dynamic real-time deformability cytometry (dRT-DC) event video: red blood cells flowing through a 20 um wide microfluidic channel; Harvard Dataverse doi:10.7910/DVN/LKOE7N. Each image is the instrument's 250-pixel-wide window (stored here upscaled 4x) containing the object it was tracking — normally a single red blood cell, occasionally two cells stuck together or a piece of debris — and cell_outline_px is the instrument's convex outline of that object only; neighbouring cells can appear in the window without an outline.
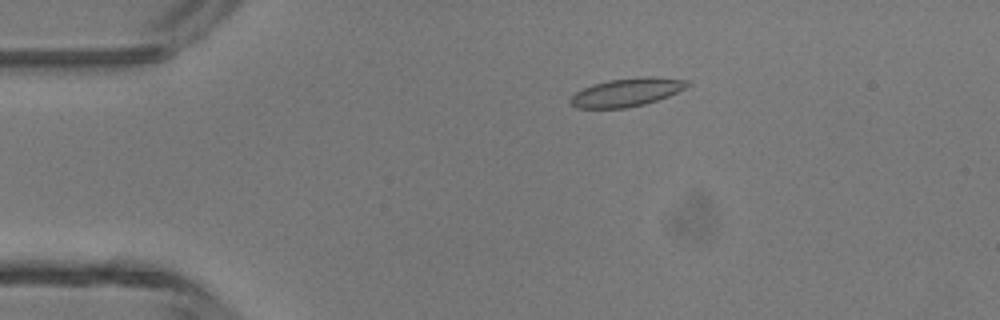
{"species": "common noctule bat (a hibernating species)", "species_latin": "Nyctalus noctula", "temperature_condition": "room temperature", "stored_images_in_passage": 40, "camera_frame_rate_fps": 3000, "um_per_image_px": 0.085, "animal": {"sex": "male", "body_mass_g": 13.3}, "frame": {"image": 1, "passage_image": 2, "time_ms": 0.333, "image_size_px": [1000, 320], "cell_outline_px": [[692, 84], [668, 96], [644, 104], [628, 108], [576, 108], [568, 100], [576, 92], [592, 84], [608, 80], [644, 76], [648, 76], [688, 80]], "centroid_in_image_um": [53.26, 7.84], "position_along_channel_um": 31.7, "area_um2": 19.19}}
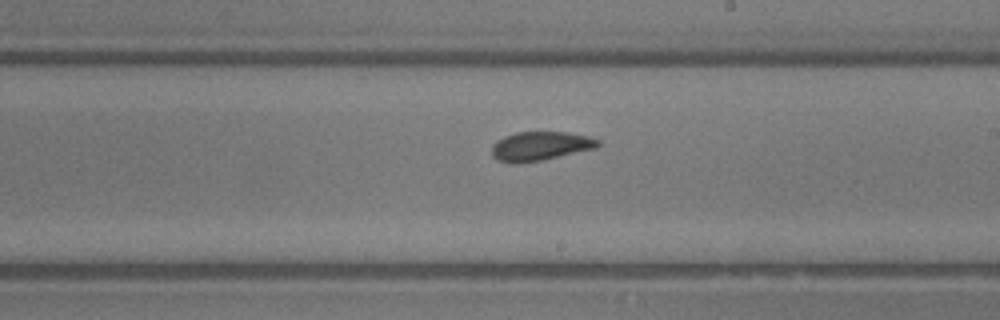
{"frame": {"image": 2, "passage_image": 20, "time_ms": 6.333, "image_size_px": [1000, 320], "cell_outline_px": [[600, 144], [596, 148], [544, 160], [516, 164], [512, 164], [496, 160], [492, 156], [492, 144], [496, 140], [504, 136], [516, 132], [568, 132], [588, 136], [600, 140]], "centroid_in_image_um": [45.9, 12.43], "position_along_channel_um": 243.1, "area_um2": 18.26}}
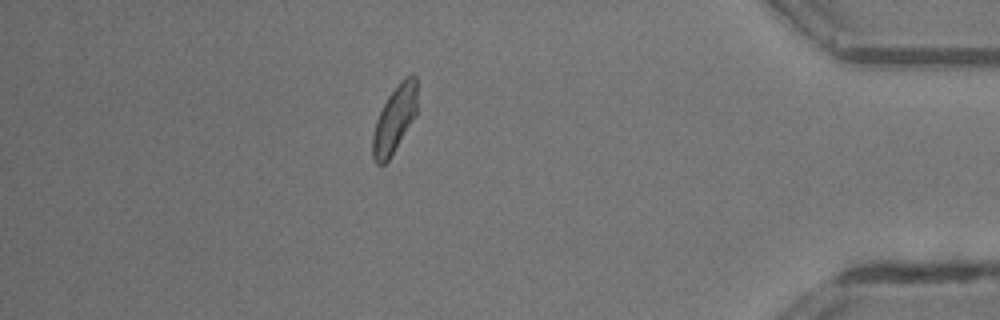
{"frame": {"image": 3, "passage_image": 34, "time_ms": 11.0, "image_size_px": [1000, 320], "cell_outline_px": [[416, 112], [412, 120], [388, 160], [384, 164], [376, 164], [372, 160], [372, 136], [376, 120], [388, 96], [400, 80], [404, 76], [412, 72], [416, 76]], "centroid_in_image_um": [33.51, 10.11], "position_along_channel_um": 401.7, "area_um2": 17.11}, "authors_computed_cell_mechanics": {"area_um2": 17.8313, "velocity_mm_per_s": 4.3433, "shape_relaxation_time_tau1_ms": 2.4512, "shape_relaxation_time_tau2_ms": 1.3587, "deformation_change_tau1": 0.0929, "deformation_change_tau2": 0.071}}